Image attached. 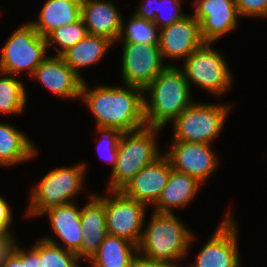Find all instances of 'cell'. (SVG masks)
Masks as SVG:
<instances>
[{"label": "cell", "mask_w": 267, "mask_h": 267, "mask_svg": "<svg viewBox=\"0 0 267 267\" xmlns=\"http://www.w3.org/2000/svg\"><path fill=\"white\" fill-rule=\"evenodd\" d=\"M144 90L135 86L98 85L89 89L85 80L81 99L94 116L96 126L112 127L122 132L146 126Z\"/></svg>", "instance_id": "cell-1"}, {"label": "cell", "mask_w": 267, "mask_h": 267, "mask_svg": "<svg viewBox=\"0 0 267 267\" xmlns=\"http://www.w3.org/2000/svg\"><path fill=\"white\" fill-rule=\"evenodd\" d=\"M148 92V93H146ZM150 94V99H146ZM191 86L177 65L167 67L144 89V116L147 127L164 128L191 101Z\"/></svg>", "instance_id": "cell-2"}, {"label": "cell", "mask_w": 267, "mask_h": 267, "mask_svg": "<svg viewBox=\"0 0 267 267\" xmlns=\"http://www.w3.org/2000/svg\"><path fill=\"white\" fill-rule=\"evenodd\" d=\"M187 227L174 213L153 211L137 246L138 252L152 259L180 262L195 239Z\"/></svg>", "instance_id": "cell-3"}, {"label": "cell", "mask_w": 267, "mask_h": 267, "mask_svg": "<svg viewBox=\"0 0 267 267\" xmlns=\"http://www.w3.org/2000/svg\"><path fill=\"white\" fill-rule=\"evenodd\" d=\"M160 130L162 129L144 126L135 131L123 132L107 191L120 190L142 168L152 164L164 154L160 152L156 140L157 132Z\"/></svg>", "instance_id": "cell-4"}, {"label": "cell", "mask_w": 267, "mask_h": 267, "mask_svg": "<svg viewBox=\"0 0 267 267\" xmlns=\"http://www.w3.org/2000/svg\"><path fill=\"white\" fill-rule=\"evenodd\" d=\"M86 164L50 170L31 190L25 216L38 217L49 208L74 202L84 188Z\"/></svg>", "instance_id": "cell-5"}, {"label": "cell", "mask_w": 267, "mask_h": 267, "mask_svg": "<svg viewBox=\"0 0 267 267\" xmlns=\"http://www.w3.org/2000/svg\"><path fill=\"white\" fill-rule=\"evenodd\" d=\"M231 105L193 102L173 120V140L212 144L220 134Z\"/></svg>", "instance_id": "cell-6"}, {"label": "cell", "mask_w": 267, "mask_h": 267, "mask_svg": "<svg viewBox=\"0 0 267 267\" xmlns=\"http://www.w3.org/2000/svg\"><path fill=\"white\" fill-rule=\"evenodd\" d=\"M211 45L204 43L197 48L183 61L181 69L189 86L193 83L220 96L233 87V74L223 54Z\"/></svg>", "instance_id": "cell-7"}, {"label": "cell", "mask_w": 267, "mask_h": 267, "mask_svg": "<svg viewBox=\"0 0 267 267\" xmlns=\"http://www.w3.org/2000/svg\"><path fill=\"white\" fill-rule=\"evenodd\" d=\"M46 38L29 22L23 23L8 38L0 55V72L16 76L22 71L33 75L35 69L47 57Z\"/></svg>", "instance_id": "cell-8"}, {"label": "cell", "mask_w": 267, "mask_h": 267, "mask_svg": "<svg viewBox=\"0 0 267 267\" xmlns=\"http://www.w3.org/2000/svg\"><path fill=\"white\" fill-rule=\"evenodd\" d=\"M97 196L104 202L107 233L122 237L138 246L145 224L147 206L126 197L120 190H108Z\"/></svg>", "instance_id": "cell-9"}, {"label": "cell", "mask_w": 267, "mask_h": 267, "mask_svg": "<svg viewBox=\"0 0 267 267\" xmlns=\"http://www.w3.org/2000/svg\"><path fill=\"white\" fill-rule=\"evenodd\" d=\"M121 73L124 85L145 89L166 67L160 47L131 42L122 44Z\"/></svg>", "instance_id": "cell-10"}, {"label": "cell", "mask_w": 267, "mask_h": 267, "mask_svg": "<svg viewBox=\"0 0 267 267\" xmlns=\"http://www.w3.org/2000/svg\"><path fill=\"white\" fill-rule=\"evenodd\" d=\"M228 212L190 267H240L238 228Z\"/></svg>", "instance_id": "cell-11"}, {"label": "cell", "mask_w": 267, "mask_h": 267, "mask_svg": "<svg viewBox=\"0 0 267 267\" xmlns=\"http://www.w3.org/2000/svg\"><path fill=\"white\" fill-rule=\"evenodd\" d=\"M164 155L172 169L186 173L200 183H205L220 163L211 144L171 141V148Z\"/></svg>", "instance_id": "cell-12"}, {"label": "cell", "mask_w": 267, "mask_h": 267, "mask_svg": "<svg viewBox=\"0 0 267 267\" xmlns=\"http://www.w3.org/2000/svg\"><path fill=\"white\" fill-rule=\"evenodd\" d=\"M192 16L200 24L205 43H215L239 25L238 9L234 0H195Z\"/></svg>", "instance_id": "cell-13"}, {"label": "cell", "mask_w": 267, "mask_h": 267, "mask_svg": "<svg viewBox=\"0 0 267 267\" xmlns=\"http://www.w3.org/2000/svg\"><path fill=\"white\" fill-rule=\"evenodd\" d=\"M199 22L190 14L160 29L159 47L163 61L182 59L204 44Z\"/></svg>", "instance_id": "cell-14"}, {"label": "cell", "mask_w": 267, "mask_h": 267, "mask_svg": "<svg viewBox=\"0 0 267 267\" xmlns=\"http://www.w3.org/2000/svg\"><path fill=\"white\" fill-rule=\"evenodd\" d=\"M171 170L170 161L163 154L155 162L142 168L120 191L130 199L146 206H154L168 184Z\"/></svg>", "instance_id": "cell-15"}, {"label": "cell", "mask_w": 267, "mask_h": 267, "mask_svg": "<svg viewBox=\"0 0 267 267\" xmlns=\"http://www.w3.org/2000/svg\"><path fill=\"white\" fill-rule=\"evenodd\" d=\"M50 93L63 99H80L83 80L59 55L47 56L32 75Z\"/></svg>", "instance_id": "cell-16"}, {"label": "cell", "mask_w": 267, "mask_h": 267, "mask_svg": "<svg viewBox=\"0 0 267 267\" xmlns=\"http://www.w3.org/2000/svg\"><path fill=\"white\" fill-rule=\"evenodd\" d=\"M46 214L49 218L52 232L65 245H60L56 242L55 238H50V236L42 239L77 254L78 258L81 260L83 240V232L81 231V209L72 202L49 208L42 213V216Z\"/></svg>", "instance_id": "cell-17"}, {"label": "cell", "mask_w": 267, "mask_h": 267, "mask_svg": "<svg viewBox=\"0 0 267 267\" xmlns=\"http://www.w3.org/2000/svg\"><path fill=\"white\" fill-rule=\"evenodd\" d=\"M116 4L104 0H82L81 18L89 35L103 36L114 43L120 33L122 15Z\"/></svg>", "instance_id": "cell-18"}, {"label": "cell", "mask_w": 267, "mask_h": 267, "mask_svg": "<svg viewBox=\"0 0 267 267\" xmlns=\"http://www.w3.org/2000/svg\"><path fill=\"white\" fill-rule=\"evenodd\" d=\"M81 208V231L83 240L81 259L90 260L98 251L99 246L108 235L104 202L96 193Z\"/></svg>", "instance_id": "cell-19"}, {"label": "cell", "mask_w": 267, "mask_h": 267, "mask_svg": "<svg viewBox=\"0 0 267 267\" xmlns=\"http://www.w3.org/2000/svg\"><path fill=\"white\" fill-rule=\"evenodd\" d=\"M202 183L186 173L170 172L168 184L153 206V211L159 213H174L175 208L186 207L196 197Z\"/></svg>", "instance_id": "cell-20"}, {"label": "cell", "mask_w": 267, "mask_h": 267, "mask_svg": "<svg viewBox=\"0 0 267 267\" xmlns=\"http://www.w3.org/2000/svg\"><path fill=\"white\" fill-rule=\"evenodd\" d=\"M82 0H47L37 20L31 21L34 29L44 38L60 26L81 18Z\"/></svg>", "instance_id": "cell-21"}, {"label": "cell", "mask_w": 267, "mask_h": 267, "mask_svg": "<svg viewBox=\"0 0 267 267\" xmlns=\"http://www.w3.org/2000/svg\"><path fill=\"white\" fill-rule=\"evenodd\" d=\"M37 146L10 123L0 122V167H9L34 158Z\"/></svg>", "instance_id": "cell-22"}, {"label": "cell", "mask_w": 267, "mask_h": 267, "mask_svg": "<svg viewBox=\"0 0 267 267\" xmlns=\"http://www.w3.org/2000/svg\"><path fill=\"white\" fill-rule=\"evenodd\" d=\"M114 42L103 36L87 35L61 56L65 63L84 81L80 69L97 64Z\"/></svg>", "instance_id": "cell-23"}, {"label": "cell", "mask_w": 267, "mask_h": 267, "mask_svg": "<svg viewBox=\"0 0 267 267\" xmlns=\"http://www.w3.org/2000/svg\"><path fill=\"white\" fill-rule=\"evenodd\" d=\"M137 252V245L133 242L108 234L88 261L92 267H130Z\"/></svg>", "instance_id": "cell-24"}, {"label": "cell", "mask_w": 267, "mask_h": 267, "mask_svg": "<svg viewBox=\"0 0 267 267\" xmlns=\"http://www.w3.org/2000/svg\"><path fill=\"white\" fill-rule=\"evenodd\" d=\"M0 75V113L20 115L27 104L26 87L13 75L3 72Z\"/></svg>", "instance_id": "cell-25"}, {"label": "cell", "mask_w": 267, "mask_h": 267, "mask_svg": "<svg viewBox=\"0 0 267 267\" xmlns=\"http://www.w3.org/2000/svg\"><path fill=\"white\" fill-rule=\"evenodd\" d=\"M121 21V28L117 42H131L144 45H159L160 29L154 22L137 17L133 14L127 24Z\"/></svg>", "instance_id": "cell-26"}, {"label": "cell", "mask_w": 267, "mask_h": 267, "mask_svg": "<svg viewBox=\"0 0 267 267\" xmlns=\"http://www.w3.org/2000/svg\"><path fill=\"white\" fill-rule=\"evenodd\" d=\"M88 35L87 27L85 26L82 18L78 21L60 26L52 31L47 37V47H51L56 51L54 55L61 56L69 48L73 47L79 41Z\"/></svg>", "instance_id": "cell-27"}, {"label": "cell", "mask_w": 267, "mask_h": 267, "mask_svg": "<svg viewBox=\"0 0 267 267\" xmlns=\"http://www.w3.org/2000/svg\"><path fill=\"white\" fill-rule=\"evenodd\" d=\"M39 259L38 267H80L81 261L77 254L41 238Z\"/></svg>", "instance_id": "cell-28"}, {"label": "cell", "mask_w": 267, "mask_h": 267, "mask_svg": "<svg viewBox=\"0 0 267 267\" xmlns=\"http://www.w3.org/2000/svg\"><path fill=\"white\" fill-rule=\"evenodd\" d=\"M96 127V131L101 134L97 148V151H99L98 153L101 154L100 159L111 163L113 169L116 165L118 145L123 132L112 127Z\"/></svg>", "instance_id": "cell-29"}, {"label": "cell", "mask_w": 267, "mask_h": 267, "mask_svg": "<svg viewBox=\"0 0 267 267\" xmlns=\"http://www.w3.org/2000/svg\"><path fill=\"white\" fill-rule=\"evenodd\" d=\"M163 13L166 15H163ZM185 15L186 13L182 12L181 0H160L157 2V15L154 23L159 29H162L180 20Z\"/></svg>", "instance_id": "cell-30"}, {"label": "cell", "mask_w": 267, "mask_h": 267, "mask_svg": "<svg viewBox=\"0 0 267 267\" xmlns=\"http://www.w3.org/2000/svg\"><path fill=\"white\" fill-rule=\"evenodd\" d=\"M39 259V240L30 250L16 246L14 253L7 259L1 267H38Z\"/></svg>", "instance_id": "cell-31"}, {"label": "cell", "mask_w": 267, "mask_h": 267, "mask_svg": "<svg viewBox=\"0 0 267 267\" xmlns=\"http://www.w3.org/2000/svg\"><path fill=\"white\" fill-rule=\"evenodd\" d=\"M239 15L242 17H267V0H234Z\"/></svg>", "instance_id": "cell-32"}, {"label": "cell", "mask_w": 267, "mask_h": 267, "mask_svg": "<svg viewBox=\"0 0 267 267\" xmlns=\"http://www.w3.org/2000/svg\"><path fill=\"white\" fill-rule=\"evenodd\" d=\"M130 267H181L179 263L145 257L137 252L131 260Z\"/></svg>", "instance_id": "cell-33"}, {"label": "cell", "mask_w": 267, "mask_h": 267, "mask_svg": "<svg viewBox=\"0 0 267 267\" xmlns=\"http://www.w3.org/2000/svg\"><path fill=\"white\" fill-rule=\"evenodd\" d=\"M11 232L0 233V267L14 253L18 243Z\"/></svg>", "instance_id": "cell-34"}, {"label": "cell", "mask_w": 267, "mask_h": 267, "mask_svg": "<svg viewBox=\"0 0 267 267\" xmlns=\"http://www.w3.org/2000/svg\"><path fill=\"white\" fill-rule=\"evenodd\" d=\"M160 0H144L139 4L134 13L137 17L154 22L157 15V2Z\"/></svg>", "instance_id": "cell-35"}, {"label": "cell", "mask_w": 267, "mask_h": 267, "mask_svg": "<svg viewBox=\"0 0 267 267\" xmlns=\"http://www.w3.org/2000/svg\"><path fill=\"white\" fill-rule=\"evenodd\" d=\"M12 211L10 205L5 198L0 196V233L12 232L10 231L12 225Z\"/></svg>", "instance_id": "cell-36"}]
</instances>
